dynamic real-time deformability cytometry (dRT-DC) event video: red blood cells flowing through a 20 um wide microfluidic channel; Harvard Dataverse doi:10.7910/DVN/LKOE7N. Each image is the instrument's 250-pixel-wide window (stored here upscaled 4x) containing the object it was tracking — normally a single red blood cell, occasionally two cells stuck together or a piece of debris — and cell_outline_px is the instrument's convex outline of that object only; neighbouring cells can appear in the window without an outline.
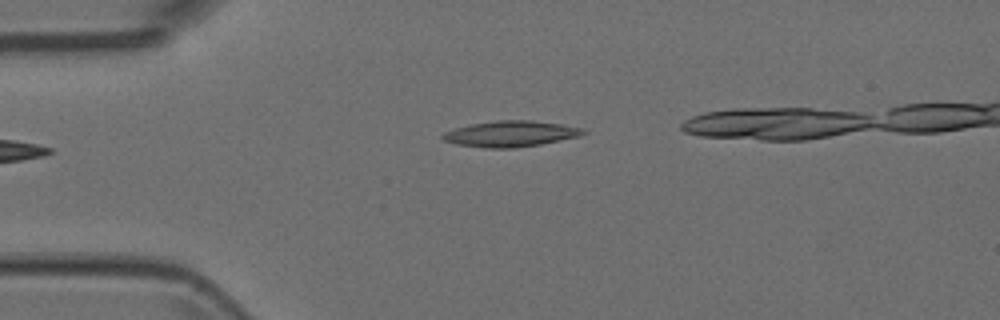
{"species": "Egyptian fruit bat (a non-hibernating species)", "species_latin": "Rousettus aegyptiacus", "temperature_condition": "room temperature", "stored_images_in_passage": 4, "camera_frame_rate_fps": 3000, "um_per_image_px": 0.085, "animal": {"sex": "female"}, "frame": {"image": 1, "passage_image": 4, "time_ms": 1.0, "image_size_px": [1000, 320], "cell_outline_px": [[588, 132], [580, 136], [540, 144], [512, 148], [488, 148], [456, 144], [444, 140], [440, 136], [444, 132], [456, 128], [472, 124], [496, 120], [532, 120], [564, 124], [580, 128]], "centroid_in_image_um": [43.41, 11.37], "position_along_channel_um": 41.6, "area_um2": 21.1}}